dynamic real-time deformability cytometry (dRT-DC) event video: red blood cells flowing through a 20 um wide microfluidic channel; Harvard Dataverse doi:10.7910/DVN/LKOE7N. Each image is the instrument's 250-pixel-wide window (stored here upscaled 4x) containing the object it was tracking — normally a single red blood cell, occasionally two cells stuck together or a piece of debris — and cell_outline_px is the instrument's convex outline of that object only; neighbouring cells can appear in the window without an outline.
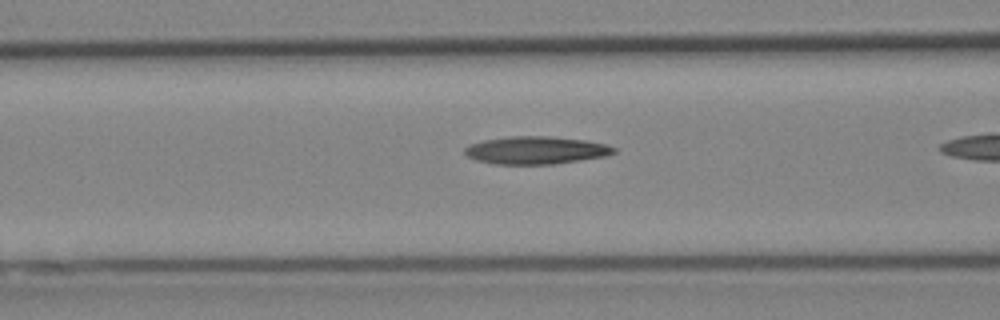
{"species": "Egyptian fruit bat (a non-hibernating species)", "species_latin": "Rousettus aegyptiacus", "temperature_condition": "cold", "stored_images_in_passage": 22, "camera_frame_rate_fps": 3000, "um_per_image_px": 0.085, "animal": {"sex": "female"}, "frame": {"image": 1, "passage_image": 18, "time_ms": 5.667, "image_size_px": [1000, 320], "cell_outline_px": [[616, 152], [608, 156], [556, 164], [496, 164], [476, 160], [468, 156], [464, 152], [464, 148], [468, 144], [484, 140], [508, 136], [548, 136], [584, 140], [608, 144], [616, 148]], "centroid_in_image_um": [45.58, 12.77], "position_along_channel_um": 121.0, "area_um2": 24.28}}
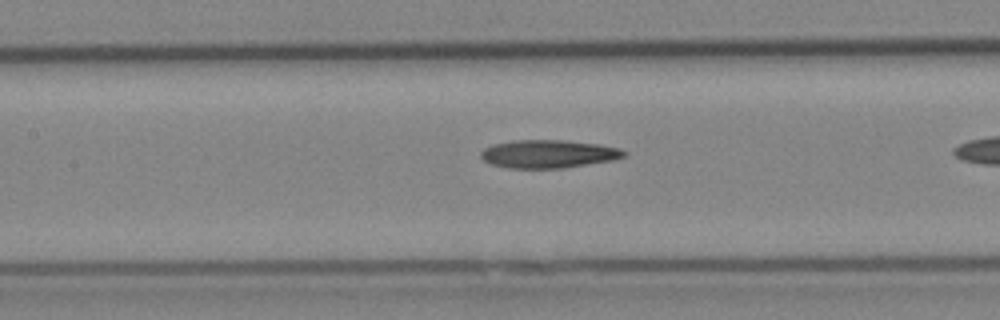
{"frame": {"image": 2, "passage_image": 21, "time_ms": 6.667, "image_size_px": [1000, 320], "cell_outline_px": [[628, 156], [612, 160], [564, 168], [508, 168], [488, 164], [480, 156], [480, 152], [484, 148], [492, 144], [512, 140], [564, 140], [596, 144], [620, 148], [628, 152]], "centroid_in_image_um": [46.59, 13.08], "position_along_channel_um": 160.8, "area_um2": 23.64}}